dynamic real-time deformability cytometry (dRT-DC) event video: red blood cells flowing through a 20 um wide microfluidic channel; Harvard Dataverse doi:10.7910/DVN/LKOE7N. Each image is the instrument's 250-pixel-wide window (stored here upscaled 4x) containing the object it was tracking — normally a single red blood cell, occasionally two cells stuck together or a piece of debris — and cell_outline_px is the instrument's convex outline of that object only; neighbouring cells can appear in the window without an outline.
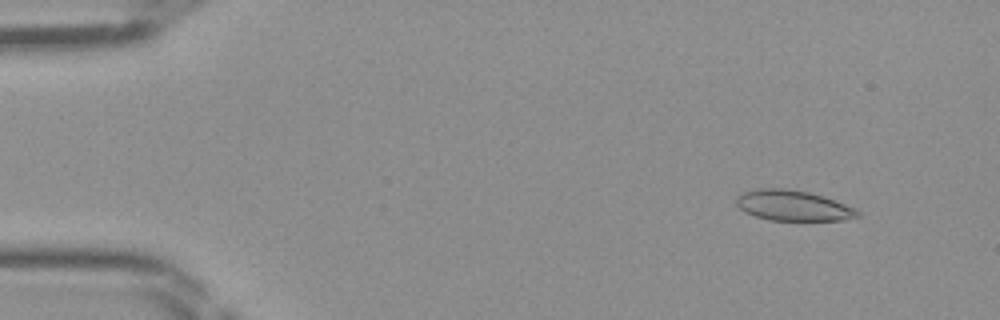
{"species": "Egyptian fruit bat (a non-hibernating species)", "species_latin": "Rousettus aegyptiacus", "temperature_condition": "room temperature", "stored_images_in_passage": 47, "camera_frame_rate_fps": 3000, "um_per_image_px": 0.085, "frame": {"image": 1, "passage_image": 5, "time_ms": 1.333, "image_size_px": [1000, 320], "cell_outline_px": [[860, 216], [840, 220], [768, 220], [744, 212], [736, 204], [736, 196], [740, 192], [756, 188], [784, 188], [808, 192], [856, 208], [860, 212]], "centroid_in_image_um": [67.34, 17.46], "position_along_channel_um": 17.7, "area_um2": 21.44}}
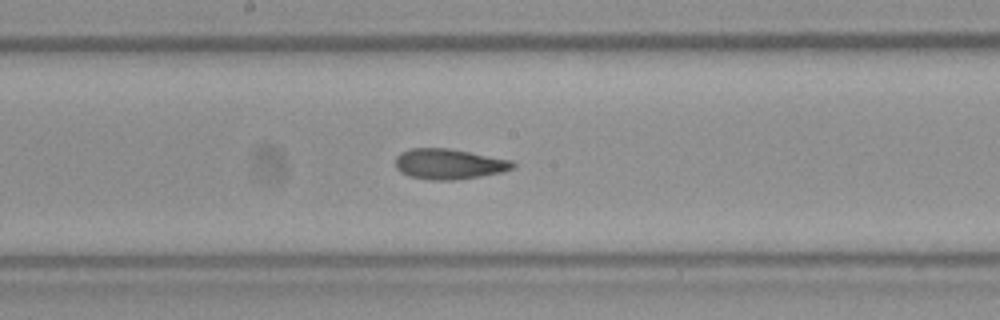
{"frame": {"image": 2, "passage_image": 25, "time_ms": 8.0, "image_size_px": [1000, 320], "cell_outline_px": [[516, 168], [500, 172], [480, 176], [456, 180], [432, 180], [408, 176], [400, 172], [396, 168], [396, 156], [400, 152], [408, 148], [448, 148], [512, 160], [516, 164]], "centroid_in_image_um": [38.15, 13.94], "position_along_channel_um": 210.1, "area_um2": 20.92}}
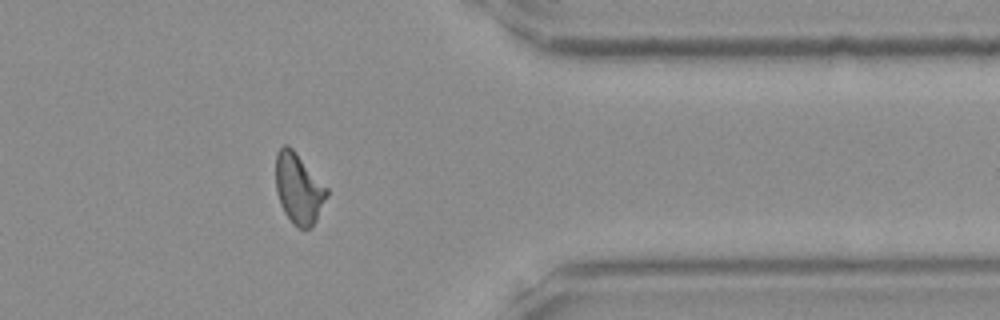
{"frame": {"image": 3, "passage_image": 38, "time_ms": 12.333, "image_size_px": [1000, 320], "cell_outline_px": [[328, 196], [312, 228], [300, 228], [292, 224], [284, 212], [280, 204], [276, 188], [276, 152], [284, 144], [288, 144], [296, 152], [328, 188]], "centroid_in_image_um": [25.39, 16.03], "position_along_channel_um": 386.0, "area_um2": 21.04}}